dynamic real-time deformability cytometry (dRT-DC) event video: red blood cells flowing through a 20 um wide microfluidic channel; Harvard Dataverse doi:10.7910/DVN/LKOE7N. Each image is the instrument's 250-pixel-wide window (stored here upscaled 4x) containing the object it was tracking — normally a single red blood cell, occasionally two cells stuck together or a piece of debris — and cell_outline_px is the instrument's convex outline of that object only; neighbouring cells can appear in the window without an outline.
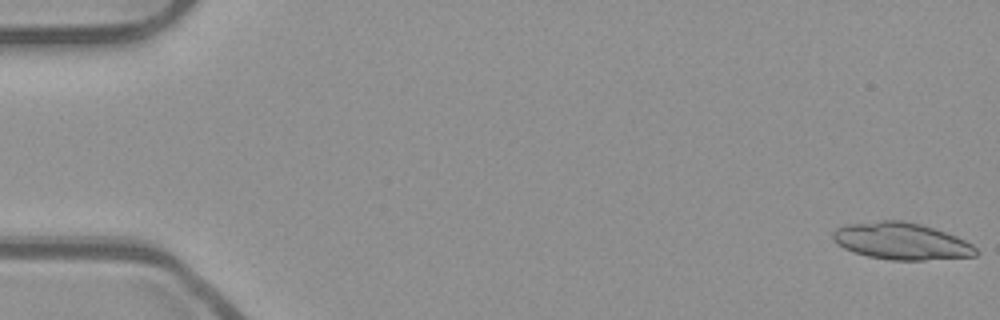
{"species": "common noctule bat (a hibernating species)", "species_latin": "Nyctalus noctula", "temperature_condition": "room temperature", "stored_images_in_passage": 7, "camera_frame_rate_fps": 3000, "um_per_image_px": 0.085, "animal": {"sex": "male", "body_mass_g": 23.1, "forearm_length_mm": 52.7}, "frame": {"image": 1, "passage_image": 1, "time_ms": 0.0, "image_size_px": [1000, 320], "cell_outline_px": [[964, 256], [876, 256], [860, 252], [852, 248], [944, 236], [948, 236], [956, 240]], "centroid_in_image_um": [77.87, 21.09], "position_along_channel_um": 7.1, "area_um2": 10.81}}